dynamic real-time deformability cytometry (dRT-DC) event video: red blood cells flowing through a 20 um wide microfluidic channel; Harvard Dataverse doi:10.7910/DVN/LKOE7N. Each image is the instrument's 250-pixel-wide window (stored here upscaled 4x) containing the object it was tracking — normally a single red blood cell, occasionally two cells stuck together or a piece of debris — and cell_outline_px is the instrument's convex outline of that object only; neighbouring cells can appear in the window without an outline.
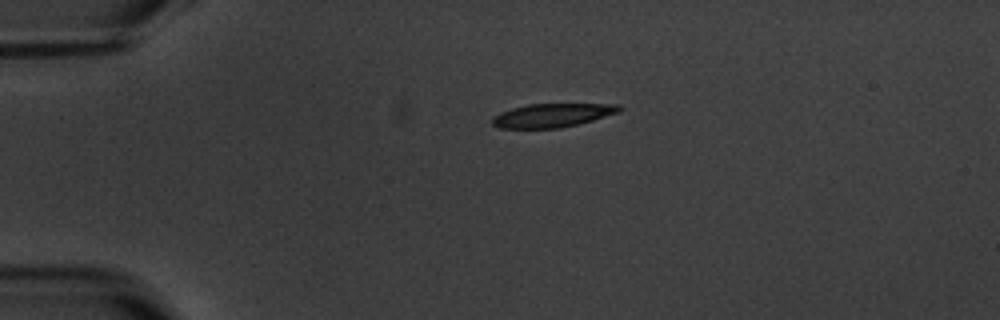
{"species": "common noctule bat (a hibernating species)", "species_latin": "Nyctalus noctula", "temperature_condition": "warm", "stored_images_in_passage": 2, "camera_frame_rate_fps": 3000, "um_per_image_px": 0.085, "animal": {"sex": "male", "body_mass_g": 20.1, "forearm_length_mm": 53.5}, "frame": {"image": 1, "passage_image": 1, "time_ms": 0.0, "image_size_px": [1000, 320], "cell_outline_px": [[624, 108], [620, 112], [592, 120], [560, 128], [500, 128], [492, 124], [492, 116], [500, 112], [512, 108], [528, 104], [620, 104]], "centroid_in_image_um": [46.95, 9.79], "position_along_channel_um": 38.0, "area_um2": 17.51}}